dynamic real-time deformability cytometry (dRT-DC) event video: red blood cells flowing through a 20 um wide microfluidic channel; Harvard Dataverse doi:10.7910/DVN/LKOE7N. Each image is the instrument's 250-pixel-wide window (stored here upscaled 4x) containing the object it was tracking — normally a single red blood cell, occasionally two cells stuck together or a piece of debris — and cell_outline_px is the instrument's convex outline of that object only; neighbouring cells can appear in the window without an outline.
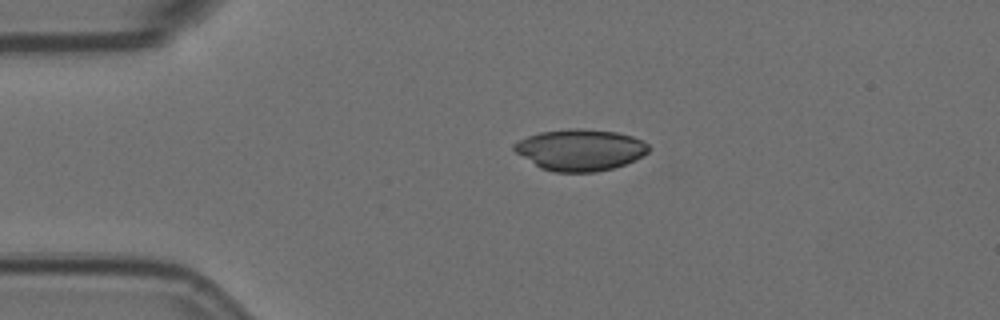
{"species": "Egyptian fruit bat (a non-hibernating species)", "species_latin": "Rousettus aegyptiacus", "temperature_condition": "room temperature", "stored_images_in_passage": 2, "camera_frame_rate_fps": 3000, "um_per_image_px": 0.085, "animal": {"sex": "female"}, "frame": {"image": 1, "passage_image": 1, "time_ms": 0.0, "image_size_px": [1000, 320], "cell_outline_px": [[652, 148], [648, 152], [636, 160], [612, 168], [596, 172], [552, 172], [540, 168], [516, 152], [512, 148], [512, 144], [528, 136], [540, 132], [568, 128], [580, 128], [616, 132], [632, 136], [644, 140]], "centroid_in_image_um": [49.34, 12.73], "position_along_channel_um": 35.7, "area_um2": 32.66}}